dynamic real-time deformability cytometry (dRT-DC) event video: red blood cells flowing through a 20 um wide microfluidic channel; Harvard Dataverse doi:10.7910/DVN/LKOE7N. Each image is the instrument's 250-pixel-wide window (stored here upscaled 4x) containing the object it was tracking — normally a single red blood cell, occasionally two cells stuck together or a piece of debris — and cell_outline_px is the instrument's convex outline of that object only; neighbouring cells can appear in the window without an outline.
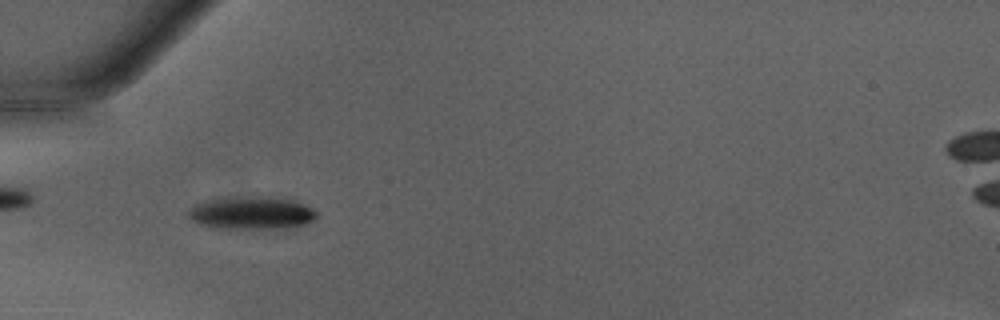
{"species": "Egyptian fruit bat (a non-hibernating species)", "species_latin": "Rousettus aegyptiacus", "temperature_condition": "warm", "stored_images_in_passage": 50, "camera_frame_rate_fps": 3000, "um_per_image_px": 0.085, "animal": {"sex": "male"}, "frame": {"image": 1, "passage_image": 17, "time_ms": 5.333, "image_size_px": [1000, 320], "cell_outline_px": [[316, 216], [312, 220], [304, 224], [288, 228], [216, 228], [200, 224], [192, 220], [188, 216], [188, 212], [196, 204], [208, 200], [228, 196], [272, 196], [296, 200], [312, 208], [316, 212]], "centroid_in_image_um": [21.39, 18.07], "position_along_channel_um": 63.6, "area_um2": 24.68}}
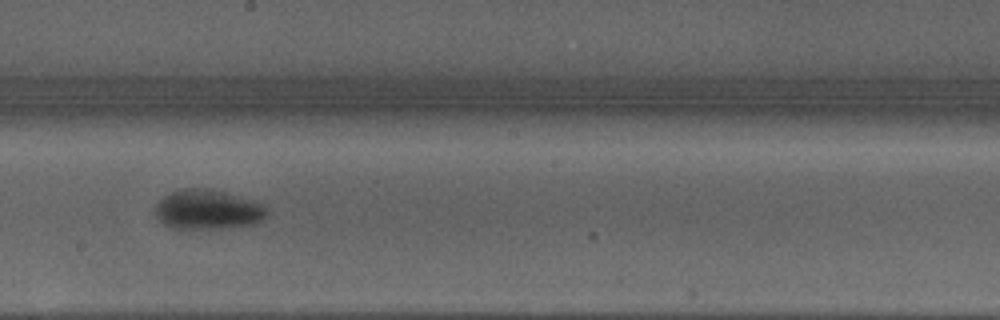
{"frame": {"image": 2, "passage_image": 29, "time_ms": 9.333, "image_size_px": [1000, 320], "cell_outline_px": [[264, 216], [260, 220], [252, 224], [220, 228], [172, 228], [164, 224], [156, 216], [156, 204], [164, 196], [172, 192], [184, 188], [196, 188], [224, 192], [252, 200], [260, 204], [264, 208]], "centroid_in_image_um": [17.59, 17.81], "position_along_channel_um": 230.6, "area_um2": 24.97}}
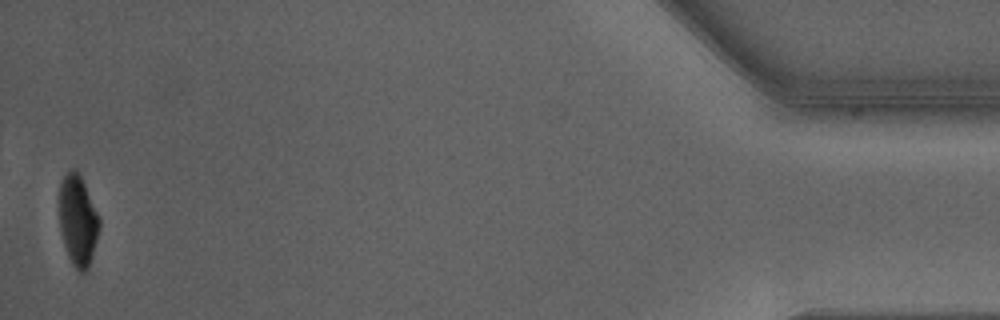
{"frame": {"image": 3, "passage_image": 49, "time_ms": 16.0, "image_size_px": [1000, 320], "cell_outline_px": [[100, 224], [96, 240], [88, 268], [84, 272], [80, 272], [72, 264], [68, 256], [60, 232], [60, 180], [72, 168], [76, 168], [100, 216]], "centroid_in_image_um": [6.62, 18.72], "position_along_channel_um": 428.6, "area_um2": 20.92}}